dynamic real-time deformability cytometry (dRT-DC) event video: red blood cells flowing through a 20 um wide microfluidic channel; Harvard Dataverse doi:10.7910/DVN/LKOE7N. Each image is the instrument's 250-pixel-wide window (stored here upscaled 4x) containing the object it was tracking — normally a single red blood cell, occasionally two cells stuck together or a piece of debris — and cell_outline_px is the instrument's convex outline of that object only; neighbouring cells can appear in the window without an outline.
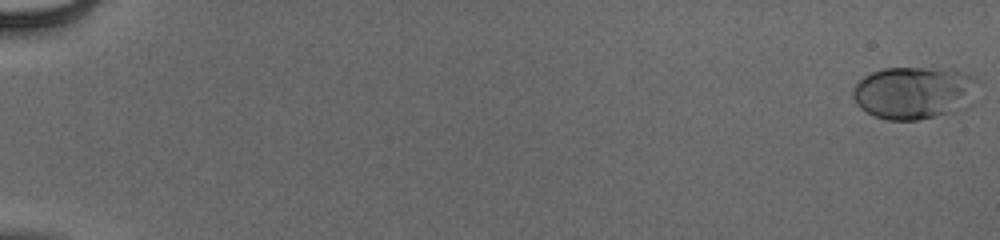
{"species": "human", "species_latin": "Homo sapiens", "temperature_condition": "cold", "stored_images_in_passage": 55, "camera_frame_rate_fps": 3000, "um_per_image_px": 0.085, "donor": {"sex": "male"}, "frame": {"image": 1, "passage_image": 1, "time_ms": 0.0, "image_size_px": [1000, 240], "cell_outline_px": [[980, 80], [972, 108], [920, 120], [888, 120], [876, 116], [860, 108], [856, 104], [852, 96], [852, 88], [864, 76], [872, 72], [884, 68], [924, 68], [960, 72], [972, 76]], "centroid_in_image_um": [77.75, 7.91], "position_along_channel_um": 7.2, "area_um2": 38.9}}
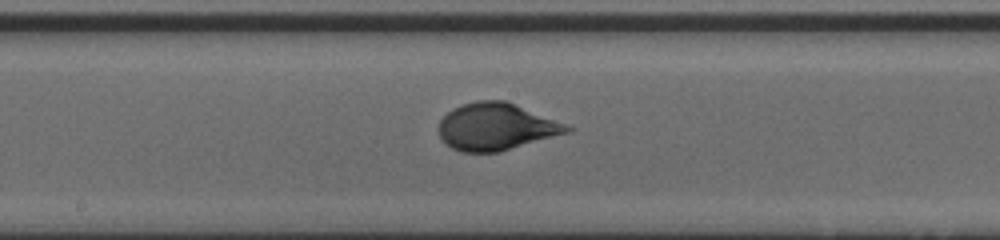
{"frame": {"image": 2, "passage_image": 32, "time_ms": 10.333, "image_size_px": [1000, 240], "cell_outline_px": [[576, 128], [572, 132], [500, 152], [460, 152], [444, 144], [440, 136], [440, 120], [452, 108], [460, 104], [476, 100], [504, 100], [568, 124]], "centroid_in_image_um": [42.21, 10.78], "position_along_channel_um": 206.0, "area_um2": 35.6}}
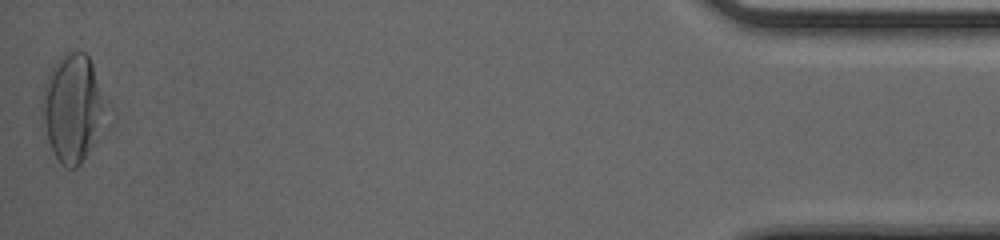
{"frame": {"image": 3, "passage_image": 55, "time_ms": 18.0, "image_size_px": [1000, 240], "cell_outline_px": [[100, 124], [92, 144], [80, 164], [76, 168], [64, 168], [60, 164], [52, 152], [48, 140], [40, 108], [44, 84], [56, 60], [60, 56], [68, 52], [84, 52], [88, 56], [92, 64], [96, 84], [100, 108]], "centroid_in_image_um": [6.03, 9.21], "position_along_channel_um": 429.2, "area_um2": 37.74}, "authors_computed_cell_mechanics": {"area_um2": 34.3332, "velocity_mm_per_s": 3.9262, "shape_relaxation_time_tau1_ms": 5.3011, "shape_relaxation_time_tau2_ms": null, "deformation_change_tau1": 0.2008, "deformation_change_tau2": null}}